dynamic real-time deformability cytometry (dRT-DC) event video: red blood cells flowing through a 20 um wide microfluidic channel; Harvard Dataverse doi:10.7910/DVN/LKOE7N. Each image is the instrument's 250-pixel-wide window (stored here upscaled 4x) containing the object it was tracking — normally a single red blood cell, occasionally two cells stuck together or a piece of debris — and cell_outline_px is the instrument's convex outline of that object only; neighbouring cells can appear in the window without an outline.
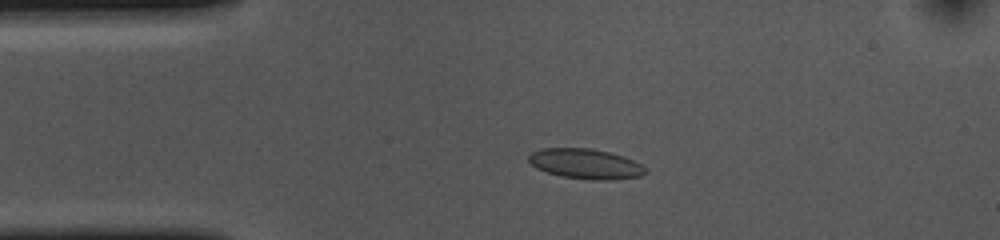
{"species": "common noctule bat (a hibernating species)", "species_latin": "Nyctalus noctula", "temperature_condition": "cold", "stored_images_in_passage": 54, "camera_frame_rate_fps": 3000, "um_per_image_px": 0.085, "animal": {"sex": "female", "body_mass_g": 10.0, "forearm_length_mm": 53.1}, "frame": {"image": 1, "passage_image": 11, "time_ms": 3.333, "image_size_px": [1000, 240], "cell_outline_px": [[644, 172], [640, 176], [608, 180], [592, 180], [560, 176], [536, 168], [528, 160], [528, 156], [532, 152], [540, 148], [588, 148], [608, 152], [624, 156], [640, 164], [644, 168]], "centroid_in_image_um": [49.72, 13.92], "position_along_channel_um": 35.3, "area_um2": 20.23}}
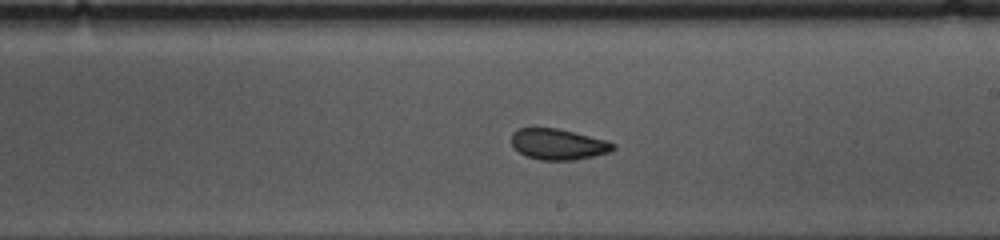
{"frame": {"image": 2, "passage_image": 30, "time_ms": 9.667, "image_size_px": [1000, 240], "cell_outline_px": [[616, 148], [608, 152], [592, 156], [572, 160], [540, 160], [528, 156], [520, 152], [512, 144], [512, 132], [520, 128], [556, 128], [608, 140], [616, 144]], "centroid_in_image_um": [47.47, 12.25], "position_along_channel_um": 241.5, "area_um2": 18.09}}
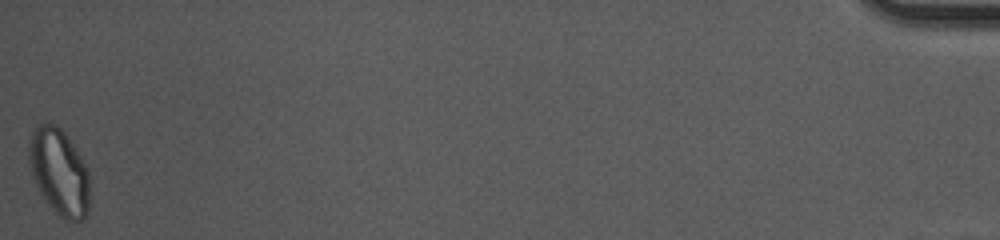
{"frame": {"image": 3, "passage_image": 54, "time_ms": 17.667, "image_size_px": [1000, 240], "cell_outline_px": [[88, 212], [80, 220], [64, 220], [48, 204], [40, 192], [32, 176], [28, 160], [28, 144], [32, 132], [40, 124], [56, 124], [64, 132], [88, 168]], "centroid_in_image_um": [5.01, 14.6], "position_along_channel_um": 430.2, "area_um2": 30.23}, "authors_computed_cell_mechanics": {"area_um2": 19.5942, "velocity_mm_per_s": 3.6463, "shape_relaxation_time_tau1_ms": 5.2936, "shape_relaxation_time_tau2_ms": 2.0473, "deformation_change_tau1": 0.099, "deformation_change_tau2": 0.0585}}